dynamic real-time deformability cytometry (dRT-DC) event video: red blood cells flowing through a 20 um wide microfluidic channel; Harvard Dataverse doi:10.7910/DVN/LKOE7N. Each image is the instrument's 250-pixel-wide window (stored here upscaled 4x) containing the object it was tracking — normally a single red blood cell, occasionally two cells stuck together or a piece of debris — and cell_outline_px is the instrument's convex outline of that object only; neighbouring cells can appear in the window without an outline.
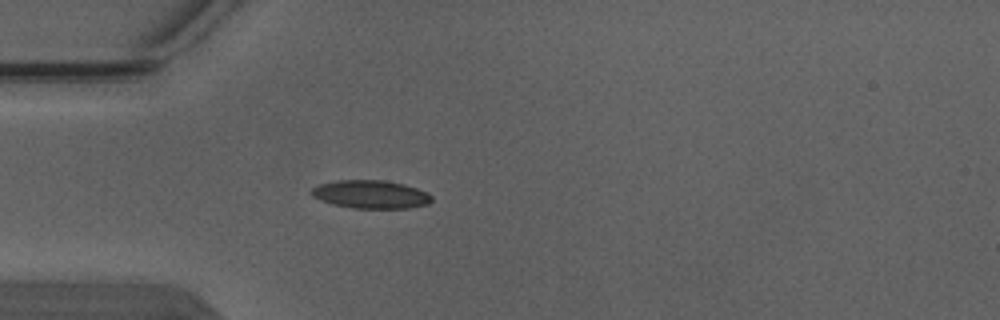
{"species": "Egyptian fruit bat (a non-hibernating species)", "species_latin": "Rousettus aegyptiacus", "temperature_condition": "warm", "stored_images_in_passage": 1, "camera_frame_rate_fps": 3000, "um_per_image_px": 0.085, "animal": {"sex": "male"}, "frame": {"image": 1, "passage_image": 1, "time_ms": 0.0, "image_size_px": [1000, 320], "cell_outline_px": [[432, 200], [428, 204], [408, 208], [352, 208], [332, 204], [320, 200], [312, 196], [308, 192], [312, 188], [320, 184], [336, 180], [384, 180], [404, 184], [416, 188], [432, 196]], "centroid_in_image_um": [31.47, 16.52], "position_along_channel_um": 53.5, "area_um2": 19.77}}